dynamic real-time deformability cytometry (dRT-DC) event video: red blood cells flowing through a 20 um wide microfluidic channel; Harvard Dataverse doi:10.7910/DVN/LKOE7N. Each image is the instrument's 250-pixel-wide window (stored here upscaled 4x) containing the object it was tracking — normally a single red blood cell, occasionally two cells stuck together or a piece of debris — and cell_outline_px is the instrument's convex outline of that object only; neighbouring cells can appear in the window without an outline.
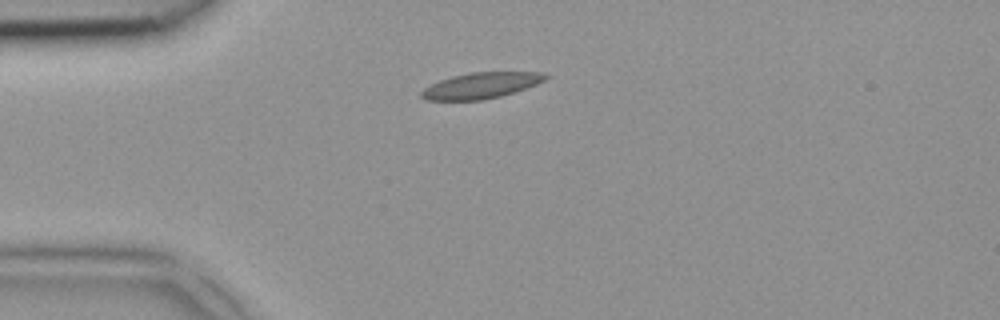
{"species": "common noctule bat (a hibernating species)", "species_latin": "Nyctalus noctula", "temperature_condition": "room temperature", "stored_images_in_passage": 1, "camera_frame_rate_fps": 3000, "um_per_image_px": 0.085, "animal": {"sex": "female", "body_mass_g": 18.4}, "frame": {"image": 1, "passage_image": 1, "time_ms": 0.0, "image_size_px": [1000, 320], "cell_outline_px": [[548, 76], [544, 80], [536, 84], [500, 96], [484, 100], [428, 100], [420, 96], [420, 92], [424, 88], [440, 80], [452, 76], [472, 72], [540, 72]], "centroid_in_image_um": [40.84, 7.27], "position_along_channel_um": 44.2, "area_um2": 18.44}}